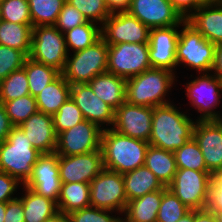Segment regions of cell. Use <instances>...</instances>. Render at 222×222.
<instances>
[{
  "label": "cell",
  "instance_id": "e0dca14e",
  "mask_svg": "<svg viewBox=\"0 0 222 222\" xmlns=\"http://www.w3.org/2000/svg\"><path fill=\"white\" fill-rule=\"evenodd\" d=\"M180 26L150 29L149 57L152 68L166 69L177 74L176 49Z\"/></svg>",
  "mask_w": 222,
  "mask_h": 222
},
{
  "label": "cell",
  "instance_id": "83f0119b",
  "mask_svg": "<svg viewBox=\"0 0 222 222\" xmlns=\"http://www.w3.org/2000/svg\"><path fill=\"white\" fill-rule=\"evenodd\" d=\"M145 166L155 174L165 187L172 183L177 171L174 152L151 145L146 151Z\"/></svg>",
  "mask_w": 222,
  "mask_h": 222
},
{
  "label": "cell",
  "instance_id": "db71d44e",
  "mask_svg": "<svg viewBox=\"0 0 222 222\" xmlns=\"http://www.w3.org/2000/svg\"><path fill=\"white\" fill-rule=\"evenodd\" d=\"M177 222H194V211H190L183 218L179 219Z\"/></svg>",
  "mask_w": 222,
  "mask_h": 222
},
{
  "label": "cell",
  "instance_id": "ac0fdd59",
  "mask_svg": "<svg viewBox=\"0 0 222 222\" xmlns=\"http://www.w3.org/2000/svg\"><path fill=\"white\" fill-rule=\"evenodd\" d=\"M193 137L203 154L208 171H222V120L196 121Z\"/></svg>",
  "mask_w": 222,
  "mask_h": 222
},
{
  "label": "cell",
  "instance_id": "8fae6325",
  "mask_svg": "<svg viewBox=\"0 0 222 222\" xmlns=\"http://www.w3.org/2000/svg\"><path fill=\"white\" fill-rule=\"evenodd\" d=\"M89 184L91 206L124 214L128 199L123 174L104 168Z\"/></svg>",
  "mask_w": 222,
  "mask_h": 222
},
{
  "label": "cell",
  "instance_id": "f35d334b",
  "mask_svg": "<svg viewBox=\"0 0 222 222\" xmlns=\"http://www.w3.org/2000/svg\"><path fill=\"white\" fill-rule=\"evenodd\" d=\"M0 20L11 23L32 24L27 0H3L0 2Z\"/></svg>",
  "mask_w": 222,
  "mask_h": 222
},
{
  "label": "cell",
  "instance_id": "7402d4cb",
  "mask_svg": "<svg viewBox=\"0 0 222 222\" xmlns=\"http://www.w3.org/2000/svg\"><path fill=\"white\" fill-rule=\"evenodd\" d=\"M186 21L211 43L222 44V4L202 5Z\"/></svg>",
  "mask_w": 222,
  "mask_h": 222
},
{
  "label": "cell",
  "instance_id": "816d5d0a",
  "mask_svg": "<svg viewBox=\"0 0 222 222\" xmlns=\"http://www.w3.org/2000/svg\"><path fill=\"white\" fill-rule=\"evenodd\" d=\"M194 222H218V219L214 212L204 210L194 211Z\"/></svg>",
  "mask_w": 222,
  "mask_h": 222
},
{
  "label": "cell",
  "instance_id": "60d3db41",
  "mask_svg": "<svg viewBox=\"0 0 222 222\" xmlns=\"http://www.w3.org/2000/svg\"><path fill=\"white\" fill-rule=\"evenodd\" d=\"M68 217L70 222H123L122 214L93 206L70 212Z\"/></svg>",
  "mask_w": 222,
  "mask_h": 222
},
{
  "label": "cell",
  "instance_id": "3957f363",
  "mask_svg": "<svg viewBox=\"0 0 222 222\" xmlns=\"http://www.w3.org/2000/svg\"><path fill=\"white\" fill-rule=\"evenodd\" d=\"M149 143L117 133L112 128L104 129L101 135V150L105 169L125 174L145 165Z\"/></svg>",
  "mask_w": 222,
  "mask_h": 222
},
{
  "label": "cell",
  "instance_id": "44dd1931",
  "mask_svg": "<svg viewBox=\"0 0 222 222\" xmlns=\"http://www.w3.org/2000/svg\"><path fill=\"white\" fill-rule=\"evenodd\" d=\"M19 127L23 130L33 147L42 154L54 153L57 144V134L54 130L51 115L37 112L31 115Z\"/></svg>",
  "mask_w": 222,
  "mask_h": 222
},
{
  "label": "cell",
  "instance_id": "7dc6e473",
  "mask_svg": "<svg viewBox=\"0 0 222 222\" xmlns=\"http://www.w3.org/2000/svg\"><path fill=\"white\" fill-rule=\"evenodd\" d=\"M171 5L178 11V13L187 19L193 12H195L202 4L198 0H169Z\"/></svg>",
  "mask_w": 222,
  "mask_h": 222
},
{
  "label": "cell",
  "instance_id": "9a60e30c",
  "mask_svg": "<svg viewBox=\"0 0 222 222\" xmlns=\"http://www.w3.org/2000/svg\"><path fill=\"white\" fill-rule=\"evenodd\" d=\"M58 167L62 183H90L104 169L102 150L71 156L58 155Z\"/></svg>",
  "mask_w": 222,
  "mask_h": 222
},
{
  "label": "cell",
  "instance_id": "277c9868",
  "mask_svg": "<svg viewBox=\"0 0 222 222\" xmlns=\"http://www.w3.org/2000/svg\"><path fill=\"white\" fill-rule=\"evenodd\" d=\"M42 155L19 126H14L7 139L0 144V172L25 184L33 174V166Z\"/></svg>",
  "mask_w": 222,
  "mask_h": 222
},
{
  "label": "cell",
  "instance_id": "ab89813d",
  "mask_svg": "<svg viewBox=\"0 0 222 222\" xmlns=\"http://www.w3.org/2000/svg\"><path fill=\"white\" fill-rule=\"evenodd\" d=\"M66 2L82 13L87 21L100 26L111 15L105 0H66Z\"/></svg>",
  "mask_w": 222,
  "mask_h": 222
},
{
  "label": "cell",
  "instance_id": "f5cc1de1",
  "mask_svg": "<svg viewBox=\"0 0 222 222\" xmlns=\"http://www.w3.org/2000/svg\"><path fill=\"white\" fill-rule=\"evenodd\" d=\"M44 222H70L68 214L57 212L53 217L48 218Z\"/></svg>",
  "mask_w": 222,
  "mask_h": 222
},
{
  "label": "cell",
  "instance_id": "f546056e",
  "mask_svg": "<svg viewBox=\"0 0 222 222\" xmlns=\"http://www.w3.org/2000/svg\"><path fill=\"white\" fill-rule=\"evenodd\" d=\"M32 24L0 20V45L18 49L27 57L31 52Z\"/></svg>",
  "mask_w": 222,
  "mask_h": 222
},
{
  "label": "cell",
  "instance_id": "cb8c5ba5",
  "mask_svg": "<svg viewBox=\"0 0 222 222\" xmlns=\"http://www.w3.org/2000/svg\"><path fill=\"white\" fill-rule=\"evenodd\" d=\"M21 190L18 197L23 203L25 222H44L59 212L54 200L39 195L24 185Z\"/></svg>",
  "mask_w": 222,
  "mask_h": 222
},
{
  "label": "cell",
  "instance_id": "1f68e13d",
  "mask_svg": "<svg viewBox=\"0 0 222 222\" xmlns=\"http://www.w3.org/2000/svg\"><path fill=\"white\" fill-rule=\"evenodd\" d=\"M23 67L28 77L29 92L33 97L61 74L56 68L36 62L29 57L25 59Z\"/></svg>",
  "mask_w": 222,
  "mask_h": 222
},
{
  "label": "cell",
  "instance_id": "681fc988",
  "mask_svg": "<svg viewBox=\"0 0 222 222\" xmlns=\"http://www.w3.org/2000/svg\"><path fill=\"white\" fill-rule=\"evenodd\" d=\"M105 4L110 13L127 12L130 7L131 0H105Z\"/></svg>",
  "mask_w": 222,
  "mask_h": 222
},
{
  "label": "cell",
  "instance_id": "680465c9",
  "mask_svg": "<svg viewBox=\"0 0 222 222\" xmlns=\"http://www.w3.org/2000/svg\"><path fill=\"white\" fill-rule=\"evenodd\" d=\"M217 219H218V222H222V212H214Z\"/></svg>",
  "mask_w": 222,
  "mask_h": 222
},
{
  "label": "cell",
  "instance_id": "4dcf8cb0",
  "mask_svg": "<svg viewBox=\"0 0 222 222\" xmlns=\"http://www.w3.org/2000/svg\"><path fill=\"white\" fill-rule=\"evenodd\" d=\"M64 38L68 53L83 50L101 38V26L97 23L87 21L64 32Z\"/></svg>",
  "mask_w": 222,
  "mask_h": 222
},
{
  "label": "cell",
  "instance_id": "e575fe53",
  "mask_svg": "<svg viewBox=\"0 0 222 222\" xmlns=\"http://www.w3.org/2000/svg\"><path fill=\"white\" fill-rule=\"evenodd\" d=\"M177 169L208 171L203 154L197 141L192 137L183 146L174 151Z\"/></svg>",
  "mask_w": 222,
  "mask_h": 222
},
{
  "label": "cell",
  "instance_id": "6da1fadb",
  "mask_svg": "<svg viewBox=\"0 0 222 222\" xmlns=\"http://www.w3.org/2000/svg\"><path fill=\"white\" fill-rule=\"evenodd\" d=\"M178 104L172 102L153 107L152 132L148 142L151 146L174 152L193 137L197 120L188 112L192 109L184 111L181 105L177 107Z\"/></svg>",
  "mask_w": 222,
  "mask_h": 222
},
{
  "label": "cell",
  "instance_id": "c3c4849f",
  "mask_svg": "<svg viewBox=\"0 0 222 222\" xmlns=\"http://www.w3.org/2000/svg\"><path fill=\"white\" fill-rule=\"evenodd\" d=\"M14 125L11 123L4 104L0 101V144L5 141Z\"/></svg>",
  "mask_w": 222,
  "mask_h": 222
},
{
  "label": "cell",
  "instance_id": "836d02e7",
  "mask_svg": "<svg viewBox=\"0 0 222 222\" xmlns=\"http://www.w3.org/2000/svg\"><path fill=\"white\" fill-rule=\"evenodd\" d=\"M28 94H30L28 77L24 67L15 70L0 81V101L3 104Z\"/></svg>",
  "mask_w": 222,
  "mask_h": 222
},
{
  "label": "cell",
  "instance_id": "ee69618b",
  "mask_svg": "<svg viewBox=\"0 0 222 222\" xmlns=\"http://www.w3.org/2000/svg\"><path fill=\"white\" fill-rule=\"evenodd\" d=\"M22 185L15 177L0 172V202H8L17 198Z\"/></svg>",
  "mask_w": 222,
  "mask_h": 222
},
{
  "label": "cell",
  "instance_id": "7a4b0ae2",
  "mask_svg": "<svg viewBox=\"0 0 222 222\" xmlns=\"http://www.w3.org/2000/svg\"><path fill=\"white\" fill-rule=\"evenodd\" d=\"M177 78L179 76L176 73L166 69L145 70L126 80V101L151 108L172 103L174 100L169 95L178 84Z\"/></svg>",
  "mask_w": 222,
  "mask_h": 222
},
{
  "label": "cell",
  "instance_id": "2e32d148",
  "mask_svg": "<svg viewBox=\"0 0 222 222\" xmlns=\"http://www.w3.org/2000/svg\"><path fill=\"white\" fill-rule=\"evenodd\" d=\"M127 12L150 29L181 26L186 20L169 0H131Z\"/></svg>",
  "mask_w": 222,
  "mask_h": 222
},
{
  "label": "cell",
  "instance_id": "9c48e42d",
  "mask_svg": "<svg viewBox=\"0 0 222 222\" xmlns=\"http://www.w3.org/2000/svg\"><path fill=\"white\" fill-rule=\"evenodd\" d=\"M67 57L68 51L64 33L60 32L54 25L32 27L29 58L62 72Z\"/></svg>",
  "mask_w": 222,
  "mask_h": 222
},
{
  "label": "cell",
  "instance_id": "4fadbf2b",
  "mask_svg": "<svg viewBox=\"0 0 222 222\" xmlns=\"http://www.w3.org/2000/svg\"><path fill=\"white\" fill-rule=\"evenodd\" d=\"M103 129L86 119L57 135L55 152L59 156L86 154L101 149Z\"/></svg>",
  "mask_w": 222,
  "mask_h": 222
},
{
  "label": "cell",
  "instance_id": "484cf974",
  "mask_svg": "<svg viewBox=\"0 0 222 222\" xmlns=\"http://www.w3.org/2000/svg\"><path fill=\"white\" fill-rule=\"evenodd\" d=\"M123 180L128 201L166 188L145 165L123 174Z\"/></svg>",
  "mask_w": 222,
  "mask_h": 222
},
{
  "label": "cell",
  "instance_id": "d6986e66",
  "mask_svg": "<svg viewBox=\"0 0 222 222\" xmlns=\"http://www.w3.org/2000/svg\"><path fill=\"white\" fill-rule=\"evenodd\" d=\"M61 179L59 176L58 154H42L33 166V174L24 186L37 194L54 200L60 196Z\"/></svg>",
  "mask_w": 222,
  "mask_h": 222
},
{
  "label": "cell",
  "instance_id": "f6af8a7d",
  "mask_svg": "<svg viewBox=\"0 0 222 222\" xmlns=\"http://www.w3.org/2000/svg\"><path fill=\"white\" fill-rule=\"evenodd\" d=\"M4 222H25L23 203L19 197L6 202Z\"/></svg>",
  "mask_w": 222,
  "mask_h": 222
},
{
  "label": "cell",
  "instance_id": "603a6c76",
  "mask_svg": "<svg viewBox=\"0 0 222 222\" xmlns=\"http://www.w3.org/2000/svg\"><path fill=\"white\" fill-rule=\"evenodd\" d=\"M88 84L97 97L114 110L126 101V79L120 76L104 72L95 76Z\"/></svg>",
  "mask_w": 222,
  "mask_h": 222
},
{
  "label": "cell",
  "instance_id": "d4e9b609",
  "mask_svg": "<svg viewBox=\"0 0 222 222\" xmlns=\"http://www.w3.org/2000/svg\"><path fill=\"white\" fill-rule=\"evenodd\" d=\"M161 200L162 190H158L128 201L123 222H156Z\"/></svg>",
  "mask_w": 222,
  "mask_h": 222
},
{
  "label": "cell",
  "instance_id": "52a82bcc",
  "mask_svg": "<svg viewBox=\"0 0 222 222\" xmlns=\"http://www.w3.org/2000/svg\"><path fill=\"white\" fill-rule=\"evenodd\" d=\"M107 59L108 44L100 38L83 50L68 53L61 74L70 85L89 83L95 76L107 72Z\"/></svg>",
  "mask_w": 222,
  "mask_h": 222
},
{
  "label": "cell",
  "instance_id": "f1b7e54d",
  "mask_svg": "<svg viewBox=\"0 0 222 222\" xmlns=\"http://www.w3.org/2000/svg\"><path fill=\"white\" fill-rule=\"evenodd\" d=\"M91 206L90 184L82 182L62 183L60 196L57 201L58 211L70 212Z\"/></svg>",
  "mask_w": 222,
  "mask_h": 222
},
{
  "label": "cell",
  "instance_id": "ba28073f",
  "mask_svg": "<svg viewBox=\"0 0 222 222\" xmlns=\"http://www.w3.org/2000/svg\"><path fill=\"white\" fill-rule=\"evenodd\" d=\"M212 180L213 175L209 171L177 169L168 189L191 211L204 210L207 207Z\"/></svg>",
  "mask_w": 222,
  "mask_h": 222
},
{
  "label": "cell",
  "instance_id": "bcb514c9",
  "mask_svg": "<svg viewBox=\"0 0 222 222\" xmlns=\"http://www.w3.org/2000/svg\"><path fill=\"white\" fill-rule=\"evenodd\" d=\"M206 209L211 212H222V188L212 180Z\"/></svg>",
  "mask_w": 222,
  "mask_h": 222
},
{
  "label": "cell",
  "instance_id": "b9f144b4",
  "mask_svg": "<svg viewBox=\"0 0 222 222\" xmlns=\"http://www.w3.org/2000/svg\"><path fill=\"white\" fill-rule=\"evenodd\" d=\"M27 56L20 50L0 45V81L23 67Z\"/></svg>",
  "mask_w": 222,
  "mask_h": 222
},
{
  "label": "cell",
  "instance_id": "d590c367",
  "mask_svg": "<svg viewBox=\"0 0 222 222\" xmlns=\"http://www.w3.org/2000/svg\"><path fill=\"white\" fill-rule=\"evenodd\" d=\"M191 210L168 187L162 190V200L156 222H177Z\"/></svg>",
  "mask_w": 222,
  "mask_h": 222
},
{
  "label": "cell",
  "instance_id": "4316f807",
  "mask_svg": "<svg viewBox=\"0 0 222 222\" xmlns=\"http://www.w3.org/2000/svg\"><path fill=\"white\" fill-rule=\"evenodd\" d=\"M70 96L71 85L60 74L36 96L38 111L53 116Z\"/></svg>",
  "mask_w": 222,
  "mask_h": 222
},
{
  "label": "cell",
  "instance_id": "11a10c76",
  "mask_svg": "<svg viewBox=\"0 0 222 222\" xmlns=\"http://www.w3.org/2000/svg\"><path fill=\"white\" fill-rule=\"evenodd\" d=\"M6 202H0V222H4Z\"/></svg>",
  "mask_w": 222,
  "mask_h": 222
},
{
  "label": "cell",
  "instance_id": "ffe728a7",
  "mask_svg": "<svg viewBox=\"0 0 222 222\" xmlns=\"http://www.w3.org/2000/svg\"><path fill=\"white\" fill-rule=\"evenodd\" d=\"M70 97L82 111L84 119L103 130L112 128L115 110L98 98L88 83L71 85Z\"/></svg>",
  "mask_w": 222,
  "mask_h": 222
},
{
  "label": "cell",
  "instance_id": "5bb4252c",
  "mask_svg": "<svg viewBox=\"0 0 222 222\" xmlns=\"http://www.w3.org/2000/svg\"><path fill=\"white\" fill-rule=\"evenodd\" d=\"M153 108L125 101L114 113L112 129L117 133L149 142Z\"/></svg>",
  "mask_w": 222,
  "mask_h": 222
},
{
  "label": "cell",
  "instance_id": "30bf717a",
  "mask_svg": "<svg viewBox=\"0 0 222 222\" xmlns=\"http://www.w3.org/2000/svg\"><path fill=\"white\" fill-rule=\"evenodd\" d=\"M150 68L149 43L108 45L107 72L127 80Z\"/></svg>",
  "mask_w": 222,
  "mask_h": 222
},
{
  "label": "cell",
  "instance_id": "6f0895ef",
  "mask_svg": "<svg viewBox=\"0 0 222 222\" xmlns=\"http://www.w3.org/2000/svg\"><path fill=\"white\" fill-rule=\"evenodd\" d=\"M202 5H217L220 4V0H198Z\"/></svg>",
  "mask_w": 222,
  "mask_h": 222
},
{
  "label": "cell",
  "instance_id": "8d00e7d4",
  "mask_svg": "<svg viewBox=\"0 0 222 222\" xmlns=\"http://www.w3.org/2000/svg\"><path fill=\"white\" fill-rule=\"evenodd\" d=\"M7 115L14 126H19L38 112L36 97L28 94L4 103Z\"/></svg>",
  "mask_w": 222,
  "mask_h": 222
},
{
  "label": "cell",
  "instance_id": "8992f818",
  "mask_svg": "<svg viewBox=\"0 0 222 222\" xmlns=\"http://www.w3.org/2000/svg\"><path fill=\"white\" fill-rule=\"evenodd\" d=\"M216 44L205 39L186 20L180 26L176 49L177 67L194 70L196 74L209 73L214 64Z\"/></svg>",
  "mask_w": 222,
  "mask_h": 222
},
{
  "label": "cell",
  "instance_id": "9f6ffc18",
  "mask_svg": "<svg viewBox=\"0 0 222 222\" xmlns=\"http://www.w3.org/2000/svg\"><path fill=\"white\" fill-rule=\"evenodd\" d=\"M213 180L222 188V171L213 176Z\"/></svg>",
  "mask_w": 222,
  "mask_h": 222
},
{
  "label": "cell",
  "instance_id": "74e56055",
  "mask_svg": "<svg viewBox=\"0 0 222 222\" xmlns=\"http://www.w3.org/2000/svg\"><path fill=\"white\" fill-rule=\"evenodd\" d=\"M52 119L57 135L85 120L82 111L71 97L52 116Z\"/></svg>",
  "mask_w": 222,
  "mask_h": 222
},
{
  "label": "cell",
  "instance_id": "d6a6232c",
  "mask_svg": "<svg viewBox=\"0 0 222 222\" xmlns=\"http://www.w3.org/2000/svg\"><path fill=\"white\" fill-rule=\"evenodd\" d=\"M32 27L55 25L66 0H27Z\"/></svg>",
  "mask_w": 222,
  "mask_h": 222
},
{
  "label": "cell",
  "instance_id": "5b68a950",
  "mask_svg": "<svg viewBox=\"0 0 222 222\" xmlns=\"http://www.w3.org/2000/svg\"><path fill=\"white\" fill-rule=\"evenodd\" d=\"M195 76V77H194ZM192 77L194 79H192ZM192 80H191V79ZM183 83L185 96L189 106L199 114L197 121L222 120V81L213 73H200L191 75ZM221 104V105H220Z\"/></svg>",
  "mask_w": 222,
  "mask_h": 222
},
{
  "label": "cell",
  "instance_id": "f907efd6",
  "mask_svg": "<svg viewBox=\"0 0 222 222\" xmlns=\"http://www.w3.org/2000/svg\"><path fill=\"white\" fill-rule=\"evenodd\" d=\"M211 73L222 81V44L216 45Z\"/></svg>",
  "mask_w": 222,
  "mask_h": 222
},
{
  "label": "cell",
  "instance_id": "7bdbcfd3",
  "mask_svg": "<svg viewBox=\"0 0 222 222\" xmlns=\"http://www.w3.org/2000/svg\"><path fill=\"white\" fill-rule=\"evenodd\" d=\"M86 22L87 20L82 13H80L75 7L65 2L54 26L60 32L64 33Z\"/></svg>",
  "mask_w": 222,
  "mask_h": 222
},
{
  "label": "cell",
  "instance_id": "7c38bea8",
  "mask_svg": "<svg viewBox=\"0 0 222 222\" xmlns=\"http://www.w3.org/2000/svg\"><path fill=\"white\" fill-rule=\"evenodd\" d=\"M150 28L128 12H116L101 25V38L108 45L149 43Z\"/></svg>",
  "mask_w": 222,
  "mask_h": 222
}]
</instances>
